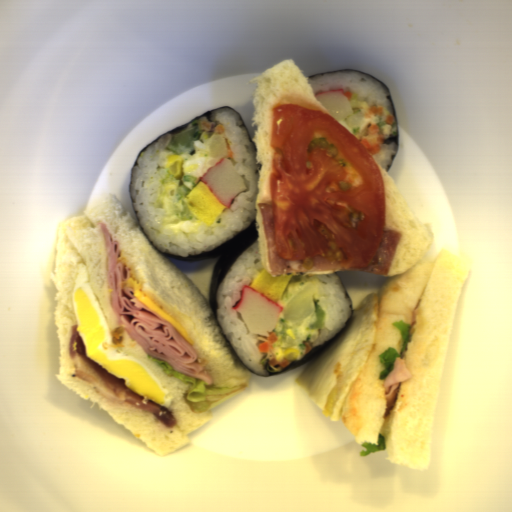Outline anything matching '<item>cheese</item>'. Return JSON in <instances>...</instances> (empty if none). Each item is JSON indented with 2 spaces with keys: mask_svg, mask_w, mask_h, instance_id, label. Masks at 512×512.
<instances>
[{
  "mask_svg": "<svg viewBox=\"0 0 512 512\" xmlns=\"http://www.w3.org/2000/svg\"><path fill=\"white\" fill-rule=\"evenodd\" d=\"M130 276L123 279L120 283V288H132L134 296L137 298V300L155 312L157 315H159L161 318L166 320L168 323H170L175 329H177L190 344H194L191 337L187 333L186 329L182 324H180L177 320H175L172 316H170L167 312H165L160 305L155 301V299L152 297V295L148 292L145 293L141 284L135 277L133 273L132 266L129 269Z\"/></svg>",
  "mask_w": 512,
  "mask_h": 512,
  "instance_id": "39d9744d",
  "label": "cheese"
}]
</instances>
